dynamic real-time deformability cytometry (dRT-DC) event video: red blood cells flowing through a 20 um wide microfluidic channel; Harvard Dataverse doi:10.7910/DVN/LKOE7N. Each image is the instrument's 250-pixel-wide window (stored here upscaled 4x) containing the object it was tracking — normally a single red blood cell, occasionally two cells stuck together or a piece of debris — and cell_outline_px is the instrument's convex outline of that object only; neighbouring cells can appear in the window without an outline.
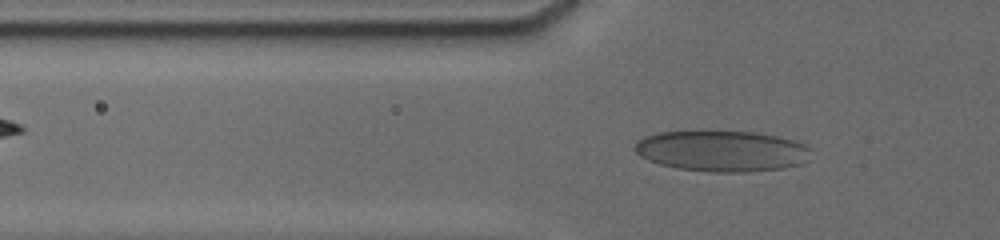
{"species": "human", "species_latin": "Homo sapiens", "temperature_condition": "cold", "stored_images_in_passage": 9, "camera_frame_rate_fps": 3000, "um_per_image_px": 0.085, "donor": {"sex": "male"}, "frame": {"image": 1, "passage_image": 8, "time_ms": 3.0, "image_size_px": [1000, 240], "cell_outline_px": [[812, 148], [808, 160], [800, 164], [784, 168], [748, 172], [708, 172], [676, 168], [660, 164], [648, 160], [640, 156], [632, 148], [636, 140], [644, 136], [656, 132], [696, 128], [752, 132], [776, 136], [792, 140], [804, 144]], "centroid_in_image_um": [61.28, 12.79], "position_along_channel_um": 64.5, "area_um2": 43.52}}
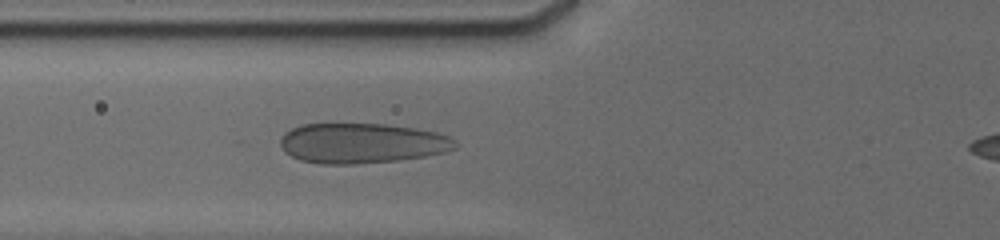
{"frame": {"image": 2, "passage_image": 9, "time_ms": 4.0, "image_size_px": [1000, 240], "cell_outline_px": [[460, 144], [456, 148], [444, 152], [424, 156], [396, 160], [352, 164], [320, 164], [300, 160], [284, 152], [280, 144], [280, 140], [284, 132], [292, 128], [304, 124], [384, 124], [412, 128], [436, 132], [448, 136], [456, 140]], "centroid_in_image_um": [30.75, 12.17], "position_along_channel_um": 95.0, "area_um2": 40.81}}